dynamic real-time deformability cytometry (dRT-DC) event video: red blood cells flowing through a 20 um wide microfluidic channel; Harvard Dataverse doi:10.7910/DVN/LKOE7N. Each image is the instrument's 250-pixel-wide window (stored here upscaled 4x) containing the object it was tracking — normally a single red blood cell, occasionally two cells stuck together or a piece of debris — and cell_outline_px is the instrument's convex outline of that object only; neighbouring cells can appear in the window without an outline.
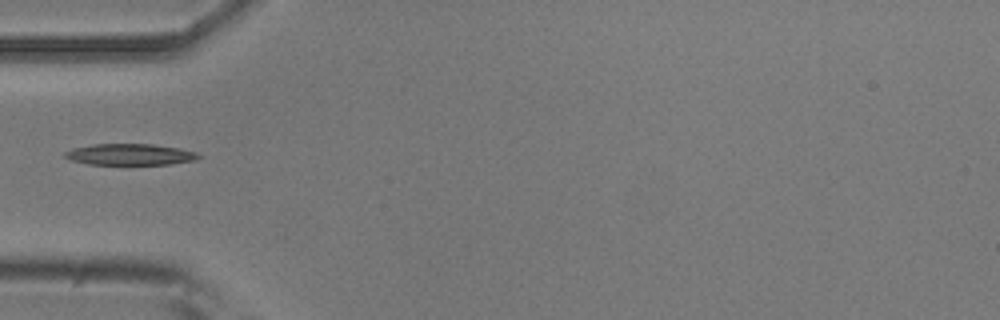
{"species": "common noctule bat (a hibernating species)", "species_latin": "Nyctalus noctula", "temperature_condition": "room temperature", "stored_images_in_passage": 36, "camera_frame_rate_fps": 3000, "um_per_image_px": 0.085, "animal": {"sex": "male", "body_mass_g": 20.5, "forearm_length_mm": 52.5}, "frame": {"image": 1, "passage_image": 1, "time_ms": 0.0, "image_size_px": [1000, 320], "cell_outline_px": [[200, 156], [196, 160], [168, 164], [88, 164], [72, 160], [64, 156], [64, 152], [72, 148], [92, 144], [152, 144], [180, 148], [196, 152]], "centroid_in_image_um": [11.04, 13.12], "position_along_channel_um": 74.0, "area_um2": 16.47}}
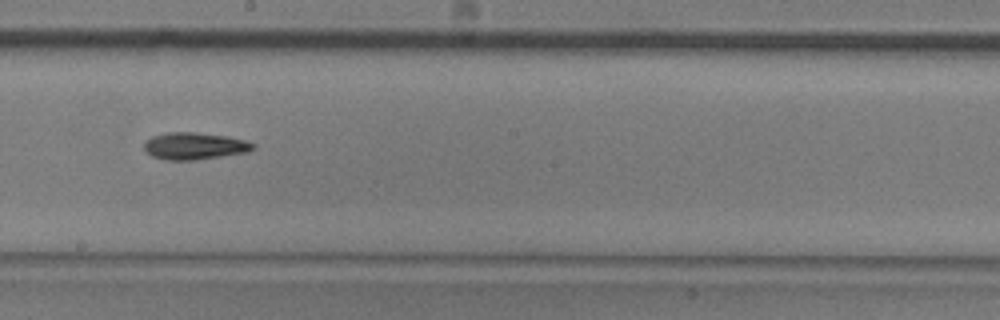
{"frame": {"image": 2, "passage_image": 13, "time_ms": 4.0, "image_size_px": [1000, 320], "cell_outline_px": [[256, 148], [248, 152], [192, 160], [164, 160], [152, 156], [144, 148], [144, 144], [152, 136], [168, 132], [196, 132], [228, 136], [244, 140], [256, 144]], "centroid_in_image_um": [16.56, 12.4], "position_along_channel_um": 231.6, "area_um2": 17.11}}
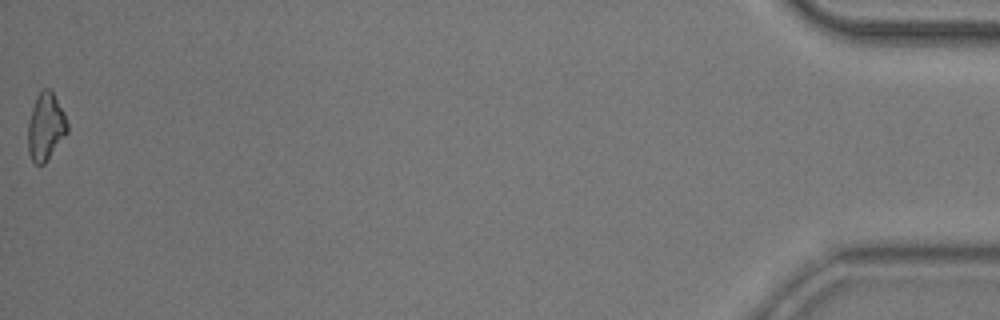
{"frame": {"image": 3, "passage_image": 36, "time_ms": 11.667, "image_size_px": [1000, 320], "cell_outline_px": [[68, 132], [44, 164], [36, 164], [32, 160], [28, 152], [28, 124], [32, 108], [36, 96], [44, 88], [48, 88], [52, 92], [64, 112], [68, 124]], "centroid_in_image_um": [3.88, 10.78], "position_along_channel_um": 431.3, "area_um2": 15.32}}